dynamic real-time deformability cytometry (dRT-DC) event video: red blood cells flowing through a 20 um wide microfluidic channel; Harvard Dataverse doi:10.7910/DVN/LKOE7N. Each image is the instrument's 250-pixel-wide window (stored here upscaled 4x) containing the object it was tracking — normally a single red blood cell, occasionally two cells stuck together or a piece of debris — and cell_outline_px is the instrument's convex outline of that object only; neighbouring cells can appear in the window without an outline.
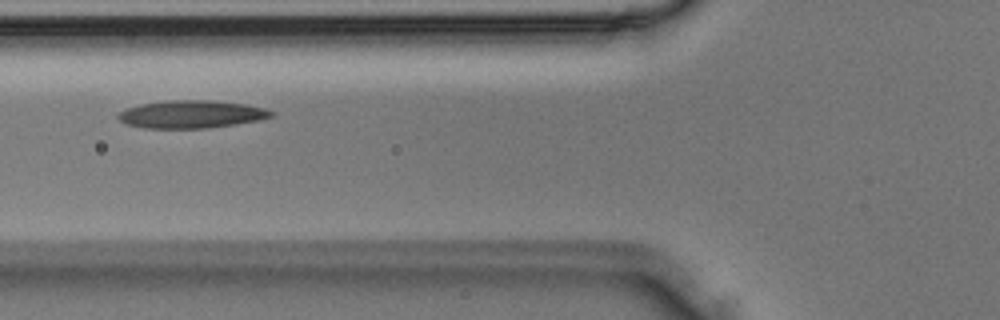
{"species": "Egyptian fruit bat (a non-hibernating species)", "species_latin": "Rousettus aegyptiacus", "temperature_condition": "room temperature", "stored_images_in_passage": 2, "camera_frame_rate_fps": 3000, "um_per_image_px": 0.085, "animal": {"sex": "male"}, "frame": {"image": 1, "passage_image": 2, "time_ms": 0.333, "image_size_px": [1000, 320], "cell_outline_px": [[276, 116], [260, 120], [236, 124], [208, 128], [144, 128], [124, 124], [116, 116], [120, 112], [128, 108], [140, 104], [168, 100], [212, 100], [244, 104], [264, 108], [276, 112]], "centroid_in_image_um": [16.3, 9.71], "position_along_channel_um": 109.5, "area_um2": 24.91}}